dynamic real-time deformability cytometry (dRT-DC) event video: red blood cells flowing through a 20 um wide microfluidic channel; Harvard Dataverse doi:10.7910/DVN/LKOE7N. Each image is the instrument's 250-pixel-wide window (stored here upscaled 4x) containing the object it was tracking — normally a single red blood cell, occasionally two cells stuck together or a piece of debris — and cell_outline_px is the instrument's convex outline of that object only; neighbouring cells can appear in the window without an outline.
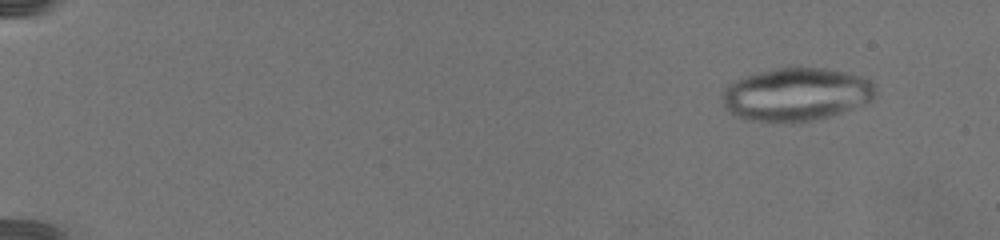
{"species": "common noctule bat (a hibernating species)", "species_latin": "Nyctalus noctula", "temperature_condition": "warm", "stored_images_in_passage": 41, "camera_frame_rate_fps": 3000, "um_per_image_px": 0.085, "animal": {"sex": "female", "body_mass_g": 19.5, "forearm_length_mm": 54.1}, "frame": {"image": 1, "passage_image": 8, "time_ms": 2.333, "image_size_px": [1000, 240], "cell_outline_px": [[876, 92], [872, 100], [864, 104], [828, 116], [808, 120], [744, 120], [728, 112], [720, 104], [720, 96], [728, 84], [744, 76], [756, 72], [776, 68], [824, 68], [844, 72], [860, 76], [868, 80], [876, 88]], "centroid_in_image_um": [67.6, 8.0], "position_along_channel_um": 17.4, "area_um2": 46.88}}